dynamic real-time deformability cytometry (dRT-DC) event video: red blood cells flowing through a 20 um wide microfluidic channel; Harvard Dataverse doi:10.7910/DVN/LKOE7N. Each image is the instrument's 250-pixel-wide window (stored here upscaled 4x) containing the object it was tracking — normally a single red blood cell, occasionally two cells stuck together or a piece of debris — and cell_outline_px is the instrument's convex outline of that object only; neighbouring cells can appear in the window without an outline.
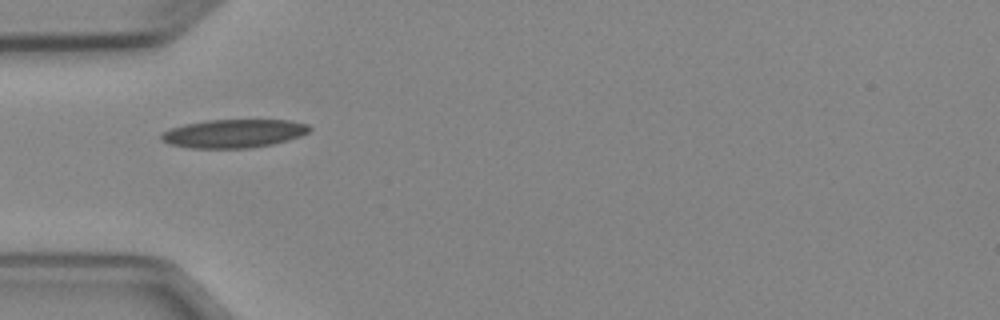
{"species": "Egyptian fruit bat (a non-hibernating species)", "species_latin": "Rousettus aegyptiacus", "temperature_condition": "cold", "stored_images_in_passage": 8, "camera_frame_rate_fps": 3000, "um_per_image_px": 0.085, "animal": {"sex": "female"}, "frame": {"image": 1, "passage_image": 6, "time_ms": 5.667, "image_size_px": [1000, 320], "cell_outline_px": [[312, 128], [308, 132], [300, 136], [288, 140], [272, 144], [252, 148], [188, 148], [168, 144], [160, 140], [160, 136], [168, 128], [184, 124], [208, 120], [288, 120], [308, 124]], "centroid_in_image_um": [19.84, 11.35], "position_along_channel_um": 65.2, "area_um2": 24.74}}
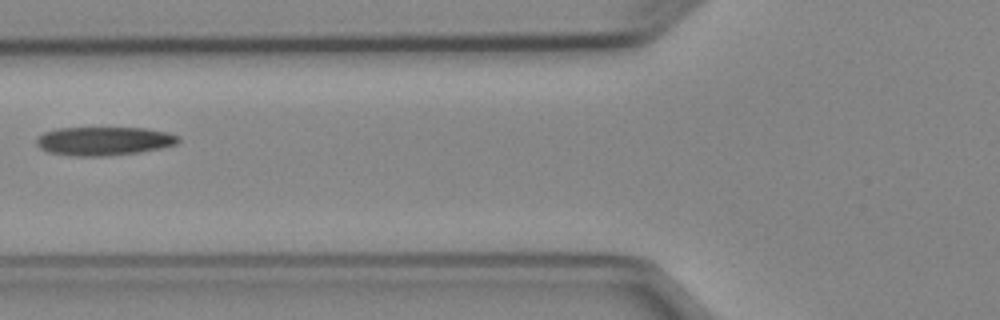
{"frame": {"image": 2, "passage_image": 7, "time_ms": 7.0, "image_size_px": [1000, 320], "cell_outline_px": [[180, 140], [176, 144], [160, 148], [140, 152], [104, 156], [72, 156], [48, 152], [40, 148], [36, 144], [36, 140], [44, 132], [56, 128], [144, 128], [168, 132], [180, 136]], "centroid_in_image_um": [8.84, 11.99], "position_along_channel_um": 117.0, "area_um2": 23.7}}